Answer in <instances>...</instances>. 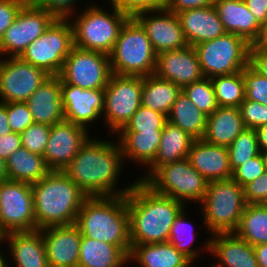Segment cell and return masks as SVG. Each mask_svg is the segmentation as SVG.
<instances>
[{"label":"cell","mask_w":267,"mask_h":267,"mask_svg":"<svg viewBox=\"0 0 267 267\" xmlns=\"http://www.w3.org/2000/svg\"><path fill=\"white\" fill-rule=\"evenodd\" d=\"M104 140L90 137L63 171L88 197L126 195L133 183L116 187L124 164L121 146Z\"/></svg>","instance_id":"6da1fadb"},{"label":"cell","mask_w":267,"mask_h":267,"mask_svg":"<svg viewBox=\"0 0 267 267\" xmlns=\"http://www.w3.org/2000/svg\"><path fill=\"white\" fill-rule=\"evenodd\" d=\"M126 202L131 246L168 242L175 218L186 207L138 180L126 194Z\"/></svg>","instance_id":"7a4b0ae2"},{"label":"cell","mask_w":267,"mask_h":267,"mask_svg":"<svg viewBox=\"0 0 267 267\" xmlns=\"http://www.w3.org/2000/svg\"><path fill=\"white\" fill-rule=\"evenodd\" d=\"M37 230L76 223L88 197L64 171L51 170L31 184Z\"/></svg>","instance_id":"3957f363"},{"label":"cell","mask_w":267,"mask_h":267,"mask_svg":"<svg viewBox=\"0 0 267 267\" xmlns=\"http://www.w3.org/2000/svg\"><path fill=\"white\" fill-rule=\"evenodd\" d=\"M75 224L82 236L131 248L126 195L87 197Z\"/></svg>","instance_id":"277c9868"},{"label":"cell","mask_w":267,"mask_h":267,"mask_svg":"<svg viewBox=\"0 0 267 267\" xmlns=\"http://www.w3.org/2000/svg\"><path fill=\"white\" fill-rule=\"evenodd\" d=\"M87 6L76 18L75 15L68 18L73 29V44L84 50L109 55L118 39L121 27L130 17L113 6H111L113 12L110 13L95 3Z\"/></svg>","instance_id":"5b68a950"},{"label":"cell","mask_w":267,"mask_h":267,"mask_svg":"<svg viewBox=\"0 0 267 267\" xmlns=\"http://www.w3.org/2000/svg\"><path fill=\"white\" fill-rule=\"evenodd\" d=\"M109 60L115 75L145 77L155 73L157 53L146 31L133 17L121 27Z\"/></svg>","instance_id":"8992f818"},{"label":"cell","mask_w":267,"mask_h":267,"mask_svg":"<svg viewBox=\"0 0 267 267\" xmlns=\"http://www.w3.org/2000/svg\"><path fill=\"white\" fill-rule=\"evenodd\" d=\"M199 206L208 234L232 233L247 205L243 187L232 178L210 181Z\"/></svg>","instance_id":"52a82bcc"},{"label":"cell","mask_w":267,"mask_h":267,"mask_svg":"<svg viewBox=\"0 0 267 267\" xmlns=\"http://www.w3.org/2000/svg\"><path fill=\"white\" fill-rule=\"evenodd\" d=\"M144 183L154 192L178 200L186 206L188 201H202L209 181L191 166L188 158H184L160 166Z\"/></svg>","instance_id":"ba28073f"},{"label":"cell","mask_w":267,"mask_h":267,"mask_svg":"<svg viewBox=\"0 0 267 267\" xmlns=\"http://www.w3.org/2000/svg\"><path fill=\"white\" fill-rule=\"evenodd\" d=\"M250 44L243 38L225 33L194 47L206 78L242 71L250 60Z\"/></svg>","instance_id":"9c48e42d"},{"label":"cell","mask_w":267,"mask_h":267,"mask_svg":"<svg viewBox=\"0 0 267 267\" xmlns=\"http://www.w3.org/2000/svg\"><path fill=\"white\" fill-rule=\"evenodd\" d=\"M73 46L70 20L57 18L19 57L50 76H59Z\"/></svg>","instance_id":"30bf717a"},{"label":"cell","mask_w":267,"mask_h":267,"mask_svg":"<svg viewBox=\"0 0 267 267\" xmlns=\"http://www.w3.org/2000/svg\"><path fill=\"white\" fill-rule=\"evenodd\" d=\"M143 77L112 74L104 88L105 101L102 113L109 132H119L141 106Z\"/></svg>","instance_id":"8fae6325"},{"label":"cell","mask_w":267,"mask_h":267,"mask_svg":"<svg viewBox=\"0 0 267 267\" xmlns=\"http://www.w3.org/2000/svg\"><path fill=\"white\" fill-rule=\"evenodd\" d=\"M0 227L5 234L37 230L30 183L0 182Z\"/></svg>","instance_id":"7c38bea8"},{"label":"cell","mask_w":267,"mask_h":267,"mask_svg":"<svg viewBox=\"0 0 267 267\" xmlns=\"http://www.w3.org/2000/svg\"><path fill=\"white\" fill-rule=\"evenodd\" d=\"M112 75L109 55L73 46L64 61L60 79L81 89H104Z\"/></svg>","instance_id":"4fadbf2b"},{"label":"cell","mask_w":267,"mask_h":267,"mask_svg":"<svg viewBox=\"0 0 267 267\" xmlns=\"http://www.w3.org/2000/svg\"><path fill=\"white\" fill-rule=\"evenodd\" d=\"M56 19L48 11L27 2L0 41L1 58L19 57Z\"/></svg>","instance_id":"5bb4252c"},{"label":"cell","mask_w":267,"mask_h":267,"mask_svg":"<svg viewBox=\"0 0 267 267\" xmlns=\"http://www.w3.org/2000/svg\"><path fill=\"white\" fill-rule=\"evenodd\" d=\"M49 77L20 57L0 58V102H26Z\"/></svg>","instance_id":"9a60e30c"},{"label":"cell","mask_w":267,"mask_h":267,"mask_svg":"<svg viewBox=\"0 0 267 267\" xmlns=\"http://www.w3.org/2000/svg\"><path fill=\"white\" fill-rule=\"evenodd\" d=\"M89 130L65 120L51 126L43 157L50 170L63 171L90 138Z\"/></svg>","instance_id":"2e32d148"},{"label":"cell","mask_w":267,"mask_h":267,"mask_svg":"<svg viewBox=\"0 0 267 267\" xmlns=\"http://www.w3.org/2000/svg\"><path fill=\"white\" fill-rule=\"evenodd\" d=\"M133 18L146 31L152 47L157 54L182 49L188 45L180 20L177 14L173 12L166 9L143 11L136 14Z\"/></svg>","instance_id":"e0dca14e"},{"label":"cell","mask_w":267,"mask_h":267,"mask_svg":"<svg viewBox=\"0 0 267 267\" xmlns=\"http://www.w3.org/2000/svg\"><path fill=\"white\" fill-rule=\"evenodd\" d=\"M61 99L64 120L90 130L89 124L102 118L104 110V89H81L61 80Z\"/></svg>","instance_id":"ac0fdd59"},{"label":"cell","mask_w":267,"mask_h":267,"mask_svg":"<svg viewBox=\"0 0 267 267\" xmlns=\"http://www.w3.org/2000/svg\"><path fill=\"white\" fill-rule=\"evenodd\" d=\"M154 74L181 88L204 78L197 53L191 45L157 54Z\"/></svg>","instance_id":"d6986e66"},{"label":"cell","mask_w":267,"mask_h":267,"mask_svg":"<svg viewBox=\"0 0 267 267\" xmlns=\"http://www.w3.org/2000/svg\"><path fill=\"white\" fill-rule=\"evenodd\" d=\"M40 231L49 267H78L82 235L76 224L50 226Z\"/></svg>","instance_id":"ffe728a7"},{"label":"cell","mask_w":267,"mask_h":267,"mask_svg":"<svg viewBox=\"0 0 267 267\" xmlns=\"http://www.w3.org/2000/svg\"><path fill=\"white\" fill-rule=\"evenodd\" d=\"M203 243L202 247L218 259L216 267H258L253 246L234 232L212 234Z\"/></svg>","instance_id":"44dd1931"},{"label":"cell","mask_w":267,"mask_h":267,"mask_svg":"<svg viewBox=\"0 0 267 267\" xmlns=\"http://www.w3.org/2000/svg\"><path fill=\"white\" fill-rule=\"evenodd\" d=\"M187 158L191 166L209 182L225 180L233 176L228 147L197 139L192 143Z\"/></svg>","instance_id":"7402d4cb"},{"label":"cell","mask_w":267,"mask_h":267,"mask_svg":"<svg viewBox=\"0 0 267 267\" xmlns=\"http://www.w3.org/2000/svg\"><path fill=\"white\" fill-rule=\"evenodd\" d=\"M177 16L188 45L195 46L226 33L214 5L182 11Z\"/></svg>","instance_id":"603a6c76"},{"label":"cell","mask_w":267,"mask_h":267,"mask_svg":"<svg viewBox=\"0 0 267 267\" xmlns=\"http://www.w3.org/2000/svg\"><path fill=\"white\" fill-rule=\"evenodd\" d=\"M26 103L36 123L52 126L64 121L60 77L50 76Z\"/></svg>","instance_id":"cb8c5ba5"},{"label":"cell","mask_w":267,"mask_h":267,"mask_svg":"<svg viewBox=\"0 0 267 267\" xmlns=\"http://www.w3.org/2000/svg\"><path fill=\"white\" fill-rule=\"evenodd\" d=\"M8 253L15 267H49L45 242L40 230L5 234Z\"/></svg>","instance_id":"d4e9b609"},{"label":"cell","mask_w":267,"mask_h":267,"mask_svg":"<svg viewBox=\"0 0 267 267\" xmlns=\"http://www.w3.org/2000/svg\"><path fill=\"white\" fill-rule=\"evenodd\" d=\"M226 33H233L253 45L261 26L244 0H216L214 4Z\"/></svg>","instance_id":"484cf974"},{"label":"cell","mask_w":267,"mask_h":267,"mask_svg":"<svg viewBox=\"0 0 267 267\" xmlns=\"http://www.w3.org/2000/svg\"><path fill=\"white\" fill-rule=\"evenodd\" d=\"M194 140L188 133L167 121L154 161L147 167L148 172L136 180L145 182L160 166L187 158Z\"/></svg>","instance_id":"4316f807"},{"label":"cell","mask_w":267,"mask_h":267,"mask_svg":"<svg viewBox=\"0 0 267 267\" xmlns=\"http://www.w3.org/2000/svg\"><path fill=\"white\" fill-rule=\"evenodd\" d=\"M245 129L239 108L218 107L207 116L206 130L202 139L213 145L229 147Z\"/></svg>","instance_id":"83f0119b"},{"label":"cell","mask_w":267,"mask_h":267,"mask_svg":"<svg viewBox=\"0 0 267 267\" xmlns=\"http://www.w3.org/2000/svg\"><path fill=\"white\" fill-rule=\"evenodd\" d=\"M130 250L82 236L78 267H123L129 264Z\"/></svg>","instance_id":"f1b7e54d"},{"label":"cell","mask_w":267,"mask_h":267,"mask_svg":"<svg viewBox=\"0 0 267 267\" xmlns=\"http://www.w3.org/2000/svg\"><path fill=\"white\" fill-rule=\"evenodd\" d=\"M129 261L138 267H190L192 262L169 242L131 246Z\"/></svg>","instance_id":"f546056e"},{"label":"cell","mask_w":267,"mask_h":267,"mask_svg":"<svg viewBox=\"0 0 267 267\" xmlns=\"http://www.w3.org/2000/svg\"><path fill=\"white\" fill-rule=\"evenodd\" d=\"M162 131L118 132L117 135H120L116 139L121 146L124 162L131 160L148 167L158 153Z\"/></svg>","instance_id":"4dcf8cb0"},{"label":"cell","mask_w":267,"mask_h":267,"mask_svg":"<svg viewBox=\"0 0 267 267\" xmlns=\"http://www.w3.org/2000/svg\"><path fill=\"white\" fill-rule=\"evenodd\" d=\"M9 180L34 183L41 180L51 170L42 155L30 152L24 147L15 150L6 160Z\"/></svg>","instance_id":"1f68e13d"},{"label":"cell","mask_w":267,"mask_h":267,"mask_svg":"<svg viewBox=\"0 0 267 267\" xmlns=\"http://www.w3.org/2000/svg\"><path fill=\"white\" fill-rule=\"evenodd\" d=\"M182 88L155 74L143 77L141 105L168 116Z\"/></svg>","instance_id":"d6a6232c"},{"label":"cell","mask_w":267,"mask_h":267,"mask_svg":"<svg viewBox=\"0 0 267 267\" xmlns=\"http://www.w3.org/2000/svg\"><path fill=\"white\" fill-rule=\"evenodd\" d=\"M168 121L188 133L195 140L202 139L206 130L207 115L200 111L182 91L173 103Z\"/></svg>","instance_id":"836d02e7"},{"label":"cell","mask_w":267,"mask_h":267,"mask_svg":"<svg viewBox=\"0 0 267 267\" xmlns=\"http://www.w3.org/2000/svg\"><path fill=\"white\" fill-rule=\"evenodd\" d=\"M234 233L250 245L267 243V204H247Z\"/></svg>","instance_id":"e575fe53"},{"label":"cell","mask_w":267,"mask_h":267,"mask_svg":"<svg viewBox=\"0 0 267 267\" xmlns=\"http://www.w3.org/2000/svg\"><path fill=\"white\" fill-rule=\"evenodd\" d=\"M219 107H237L245 100L242 71L210 78Z\"/></svg>","instance_id":"d590c367"},{"label":"cell","mask_w":267,"mask_h":267,"mask_svg":"<svg viewBox=\"0 0 267 267\" xmlns=\"http://www.w3.org/2000/svg\"><path fill=\"white\" fill-rule=\"evenodd\" d=\"M186 211L183 209L178 216L175 218L172 226L171 231L168 237V242L171 245L185 255L194 265V262L198 259L199 253L204 250L201 248H193L192 243L195 240L196 231L194 230L193 225L187 221V214ZM201 250V251H200ZM200 251V252H199Z\"/></svg>","instance_id":"8d00e7d4"},{"label":"cell","mask_w":267,"mask_h":267,"mask_svg":"<svg viewBox=\"0 0 267 267\" xmlns=\"http://www.w3.org/2000/svg\"><path fill=\"white\" fill-rule=\"evenodd\" d=\"M230 167L234 172L247 160L260 154L256 129L246 128L228 147Z\"/></svg>","instance_id":"74e56055"},{"label":"cell","mask_w":267,"mask_h":267,"mask_svg":"<svg viewBox=\"0 0 267 267\" xmlns=\"http://www.w3.org/2000/svg\"><path fill=\"white\" fill-rule=\"evenodd\" d=\"M182 91L207 116L211 115L219 107L210 78L204 77L199 81L186 85L182 88Z\"/></svg>","instance_id":"f35d334b"},{"label":"cell","mask_w":267,"mask_h":267,"mask_svg":"<svg viewBox=\"0 0 267 267\" xmlns=\"http://www.w3.org/2000/svg\"><path fill=\"white\" fill-rule=\"evenodd\" d=\"M168 118L165 114L141 105L131 120L119 132L163 130Z\"/></svg>","instance_id":"ab89813d"},{"label":"cell","mask_w":267,"mask_h":267,"mask_svg":"<svg viewBox=\"0 0 267 267\" xmlns=\"http://www.w3.org/2000/svg\"><path fill=\"white\" fill-rule=\"evenodd\" d=\"M245 99L267 106V78L258 73L250 64L242 70Z\"/></svg>","instance_id":"60d3db41"},{"label":"cell","mask_w":267,"mask_h":267,"mask_svg":"<svg viewBox=\"0 0 267 267\" xmlns=\"http://www.w3.org/2000/svg\"><path fill=\"white\" fill-rule=\"evenodd\" d=\"M51 126L34 122L21 135L22 147L30 152L42 155L50 136Z\"/></svg>","instance_id":"b9f144b4"},{"label":"cell","mask_w":267,"mask_h":267,"mask_svg":"<svg viewBox=\"0 0 267 267\" xmlns=\"http://www.w3.org/2000/svg\"><path fill=\"white\" fill-rule=\"evenodd\" d=\"M6 110L12 132L22 133L34 123L33 116L26 102L6 103Z\"/></svg>","instance_id":"7bdbcfd3"},{"label":"cell","mask_w":267,"mask_h":267,"mask_svg":"<svg viewBox=\"0 0 267 267\" xmlns=\"http://www.w3.org/2000/svg\"><path fill=\"white\" fill-rule=\"evenodd\" d=\"M109 6H113L120 12L134 17L143 11H155L165 9L166 0H108ZM111 4V5H110Z\"/></svg>","instance_id":"ee69618b"},{"label":"cell","mask_w":267,"mask_h":267,"mask_svg":"<svg viewBox=\"0 0 267 267\" xmlns=\"http://www.w3.org/2000/svg\"><path fill=\"white\" fill-rule=\"evenodd\" d=\"M246 128L257 129L267 123V106L245 99L239 106Z\"/></svg>","instance_id":"f6af8a7d"},{"label":"cell","mask_w":267,"mask_h":267,"mask_svg":"<svg viewBox=\"0 0 267 267\" xmlns=\"http://www.w3.org/2000/svg\"><path fill=\"white\" fill-rule=\"evenodd\" d=\"M266 172L262 155L259 154L240 165L234 172L232 179L241 187L252 182Z\"/></svg>","instance_id":"bcb514c9"},{"label":"cell","mask_w":267,"mask_h":267,"mask_svg":"<svg viewBox=\"0 0 267 267\" xmlns=\"http://www.w3.org/2000/svg\"><path fill=\"white\" fill-rule=\"evenodd\" d=\"M78 0H32L31 2L49 13L53 14L58 19H68L71 15H76L74 7ZM73 10V11H72Z\"/></svg>","instance_id":"7dc6e473"},{"label":"cell","mask_w":267,"mask_h":267,"mask_svg":"<svg viewBox=\"0 0 267 267\" xmlns=\"http://www.w3.org/2000/svg\"><path fill=\"white\" fill-rule=\"evenodd\" d=\"M247 204H267V172L243 187Z\"/></svg>","instance_id":"c3c4849f"},{"label":"cell","mask_w":267,"mask_h":267,"mask_svg":"<svg viewBox=\"0 0 267 267\" xmlns=\"http://www.w3.org/2000/svg\"><path fill=\"white\" fill-rule=\"evenodd\" d=\"M26 3V0H0V41Z\"/></svg>","instance_id":"681fc988"},{"label":"cell","mask_w":267,"mask_h":267,"mask_svg":"<svg viewBox=\"0 0 267 267\" xmlns=\"http://www.w3.org/2000/svg\"><path fill=\"white\" fill-rule=\"evenodd\" d=\"M216 0H166L165 9L175 14L196 8L211 7Z\"/></svg>","instance_id":"f907efd6"},{"label":"cell","mask_w":267,"mask_h":267,"mask_svg":"<svg viewBox=\"0 0 267 267\" xmlns=\"http://www.w3.org/2000/svg\"><path fill=\"white\" fill-rule=\"evenodd\" d=\"M20 147H22L20 133L11 132L0 137V157L5 161Z\"/></svg>","instance_id":"816d5d0a"},{"label":"cell","mask_w":267,"mask_h":267,"mask_svg":"<svg viewBox=\"0 0 267 267\" xmlns=\"http://www.w3.org/2000/svg\"><path fill=\"white\" fill-rule=\"evenodd\" d=\"M249 64L258 73L267 78V49L250 48Z\"/></svg>","instance_id":"f5cc1de1"},{"label":"cell","mask_w":267,"mask_h":267,"mask_svg":"<svg viewBox=\"0 0 267 267\" xmlns=\"http://www.w3.org/2000/svg\"><path fill=\"white\" fill-rule=\"evenodd\" d=\"M244 2L255 16L257 23L262 26L267 20V0H244Z\"/></svg>","instance_id":"db71d44e"},{"label":"cell","mask_w":267,"mask_h":267,"mask_svg":"<svg viewBox=\"0 0 267 267\" xmlns=\"http://www.w3.org/2000/svg\"><path fill=\"white\" fill-rule=\"evenodd\" d=\"M12 131L9 126L6 103L0 102V137L5 134H10Z\"/></svg>","instance_id":"11a10c76"},{"label":"cell","mask_w":267,"mask_h":267,"mask_svg":"<svg viewBox=\"0 0 267 267\" xmlns=\"http://www.w3.org/2000/svg\"><path fill=\"white\" fill-rule=\"evenodd\" d=\"M258 267H267V243L253 246Z\"/></svg>","instance_id":"9f6ffc18"},{"label":"cell","mask_w":267,"mask_h":267,"mask_svg":"<svg viewBox=\"0 0 267 267\" xmlns=\"http://www.w3.org/2000/svg\"><path fill=\"white\" fill-rule=\"evenodd\" d=\"M250 48H264L267 49V20L261 26L260 33L256 41Z\"/></svg>","instance_id":"6f0895ef"},{"label":"cell","mask_w":267,"mask_h":267,"mask_svg":"<svg viewBox=\"0 0 267 267\" xmlns=\"http://www.w3.org/2000/svg\"><path fill=\"white\" fill-rule=\"evenodd\" d=\"M260 151H267V123L256 129Z\"/></svg>","instance_id":"680465c9"},{"label":"cell","mask_w":267,"mask_h":267,"mask_svg":"<svg viewBox=\"0 0 267 267\" xmlns=\"http://www.w3.org/2000/svg\"><path fill=\"white\" fill-rule=\"evenodd\" d=\"M7 179L6 161L0 157V182Z\"/></svg>","instance_id":"91938a15"},{"label":"cell","mask_w":267,"mask_h":267,"mask_svg":"<svg viewBox=\"0 0 267 267\" xmlns=\"http://www.w3.org/2000/svg\"><path fill=\"white\" fill-rule=\"evenodd\" d=\"M1 253L0 251V267H8L9 266V262L6 261L7 257H4L5 254ZM7 262V263H6Z\"/></svg>","instance_id":"94428289"},{"label":"cell","mask_w":267,"mask_h":267,"mask_svg":"<svg viewBox=\"0 0 267 267\" xmlns=\"http://www.w3.org/2000/svg\"><path fill=\"white\" fill-rule=\"evenodd\" d=\"M260 154L262 155L264 165H265V170L267 172V151H260Z\"/></svg>","instance_id":"6125c7cd"},{"label":"cell","mask_w":267,"mask_h":267,"mask_svg":"<svg viewBox=\"0 0 267 267\" xmlns=\"http://www.w3.org/2000/svg\"><path fill=\"white\" fill-rule=\"evenodd\" d=\"M5 241V233L2 231L0 227V244H2Z\"/></svg>","instance_id":"be15d7a7"},{"label":"cell","mask_w":267,"mask_h":267,"mask_svg":"<svg viewBox=\"0 0 267 267\" xmlns=\"http://www.w3.org/2000/svg\"><path fill=\"white\" fill-rule=\"evenodd\" d=\"M191 267V266H190ZM208 267H216L215 265H214V263H213V265L211 264L210 266H208Z\"/></svg>","instance_id":"e7e4bbea"}]
</instances>
